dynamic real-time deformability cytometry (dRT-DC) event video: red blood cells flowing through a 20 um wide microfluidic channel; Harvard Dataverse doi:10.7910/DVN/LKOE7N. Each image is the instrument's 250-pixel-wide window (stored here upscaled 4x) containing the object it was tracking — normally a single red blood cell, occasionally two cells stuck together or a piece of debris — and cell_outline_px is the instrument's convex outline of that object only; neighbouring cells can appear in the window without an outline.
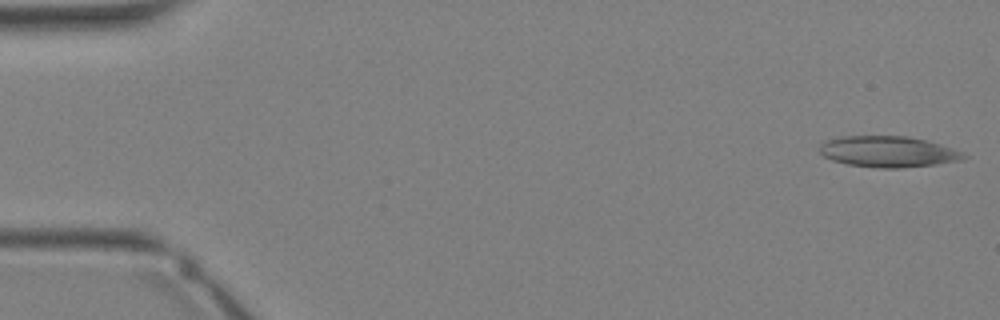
{"species": "Egyptian fruit bat (a non-hibernating species)", "species_latin": "Rousettus aegyptiacus", "temperature_condition": "warm", "stored_images_in_passage": 25, "camera_frame_rate_fps": 3000, "um_per_image_px": 0.085, "animal": {"sex": "female"}, "frame": {"image": 1, "passage_image": 1, "time_ms": 0.0, "image_size_px": [1000, 320], "cell_outline_px": [[968, 156], [964, 160], [936, 164], [900, 168], [880, 168], [848, 164], [832, 160], [824, 156], [820, 152], [820, 144], [824, 140], [840, 136], [908, 136], [928, 140], [964, 152]], "centroid_in_image_um": [75.51, 12.88], "position_along_channel_um": 9.5, "area_um2": 26.24}}
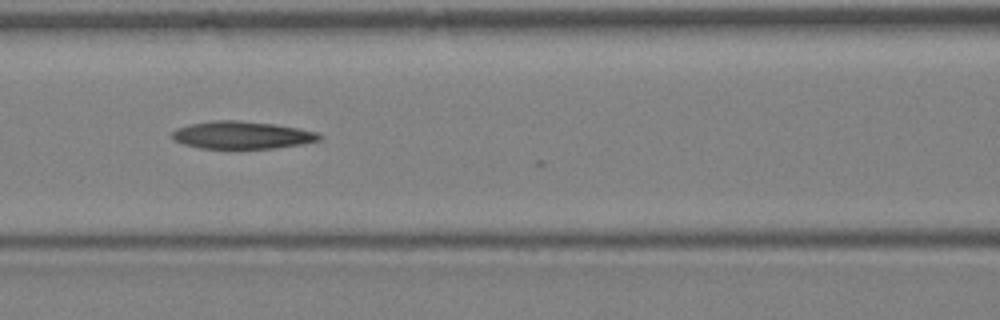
{"frame": {"image": 2, "passage_image": 15, "time_ms": 4.667, "image_size_px": [1000, 320], "cell_outline_px": [[324, 136], [320, 140], [304, 144], [276, 148], [200, 148], [184, 144], [172, 140], [172, 132], [176, 128], [188, 124], [212, 120], [240, 120], [272, 124], [296, 128], [316, 132]], "centroid_in_image_um": [20.55, 11.48], "position_along_channel_um": 146.1, "area_um2": 23.7}}
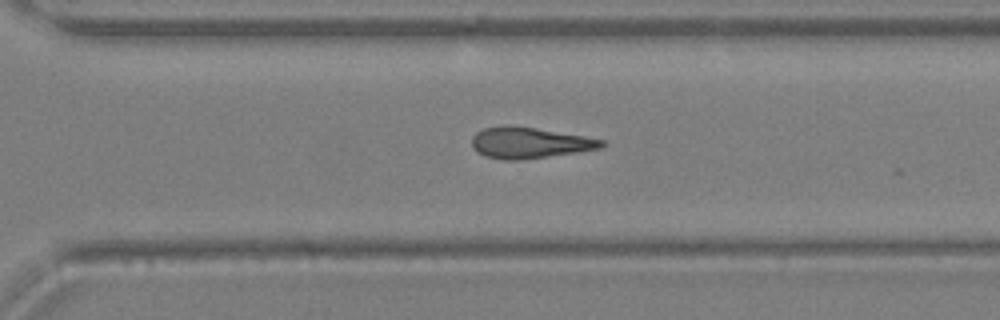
{"frame": {"image": 3, "passage_image": 24, "time_ms": 7.667, "image_size_px": [1000, 320], "cell_outline_px": [[608, 144], [600, 148], [576, 152], [520, 160], [504, 160], [484, 156], [476, 152], [472, 148], [472, 136], [476, 132], [484, 128], [504, 124], [512, 124], [584, 136], [604, 140]], "centroid_in_image_um": [44.96, 12.12], "position_along_channel_um": 325.6, "area_um2": 23.7}}